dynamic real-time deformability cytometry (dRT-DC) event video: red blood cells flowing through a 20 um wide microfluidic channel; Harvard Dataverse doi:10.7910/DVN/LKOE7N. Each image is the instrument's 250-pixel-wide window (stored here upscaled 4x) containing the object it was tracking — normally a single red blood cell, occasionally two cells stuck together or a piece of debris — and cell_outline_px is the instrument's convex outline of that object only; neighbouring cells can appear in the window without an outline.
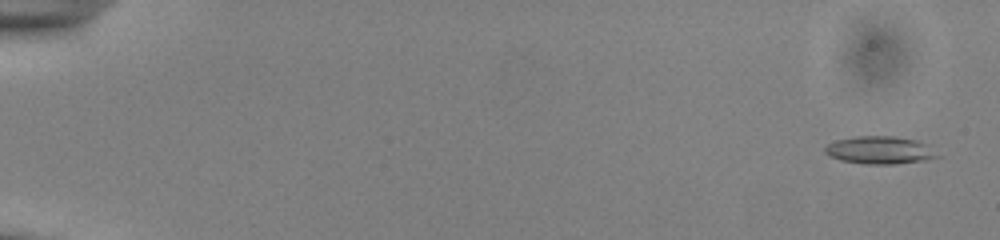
{"species": "common noctule bat (a hibernating species)", "species_latin": "Nyctalus noctula", "temperature_condition": "cold", "stored_images_in_passage": 55, "camera_frame_rate_fps": 3000, "um_per_image_px": 0.085, "animal": {"sex": "male", "body_mass_g": 13.0, "forearm_length_mm": 53.1}, "frame": {"image": 1, "passage_image": 3, "time_ms": 0.667, "image_size_px": [1000, 240], "cell_outline_px": [[940, 156], [924, 160], [896, 164], [864, 164], [840, 160], [824, 152], [824, 148], [828, 144], [836, 140], [856, 136], [892, 136], [916, 140], [924, 144]], "centroid_in_image_um": [74.74, 12.76], "position_along_channel_um": 10.3, "area_um2": 17.86}}
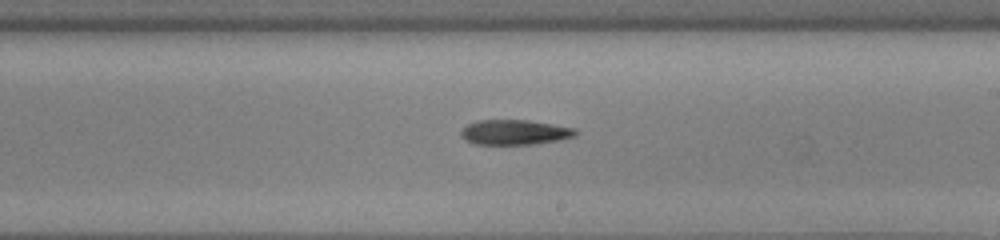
{"frame": {"image": 2, "passage_image": 34, "time_ms": 11.0, "image_size_px": [1000, 240], "cell_outline_px": [[576, 136], [560, 140], [536, 144], [476, 144], [464, 140], [460, 136], [460, 132], [468, 124], [476, 120], [528, 120], [576, 128]], "centroid_in_image_um": [43.75, 11.24], "position_along_channel_um": 245.3, "area_um2": 16.76}}
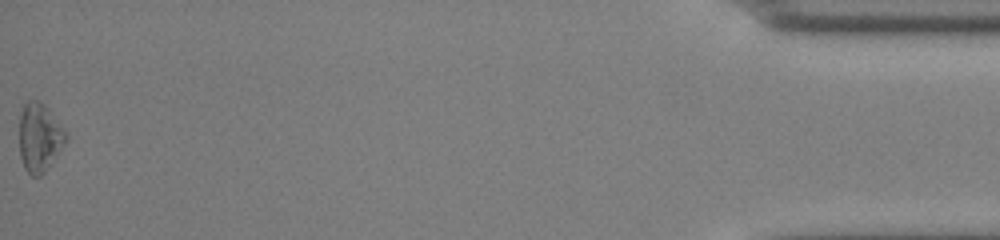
{"frame": {"image": 3, "passage_image": 55, "time_ms": 18.0, "image_size_px": [1000, 240], "cell_outline_px": [[68, 140], [48, 168], [40, 176], [32, 176], [24, 168], [20, 156], [20, 112], [24, 104], [28, 100], [40, 100], [44, 104], [68, 132]], "centroid_in_image_um": [3.38, 11.67], "position_along_channel_um": 431.8, "area_um2": 18.84}}